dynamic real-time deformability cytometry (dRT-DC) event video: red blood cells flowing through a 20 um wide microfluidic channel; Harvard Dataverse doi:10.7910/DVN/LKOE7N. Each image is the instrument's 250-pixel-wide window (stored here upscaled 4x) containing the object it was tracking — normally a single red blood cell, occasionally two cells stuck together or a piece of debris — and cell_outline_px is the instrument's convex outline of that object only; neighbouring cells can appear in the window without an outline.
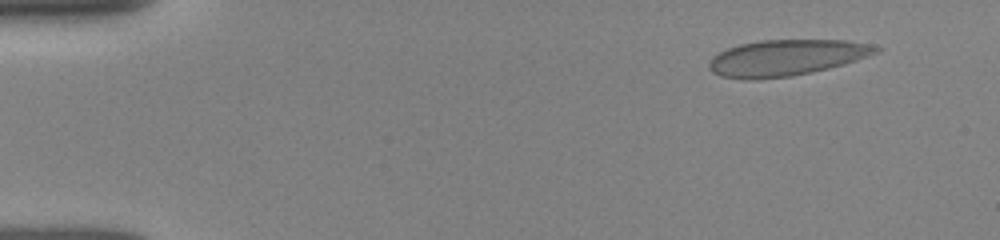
{"species": "human", "species_latin": "Homo sapiens", "temperature_condition": "room temperature", "stored_images_in_passage": 51, "camera_frame_rate_fps": 3000, "um_per_image_px": 0.085, "donor": {"sex": "female"}, "frame": {"image": 1, "passage_image": 5, "time_ms": 1.333, "image_size_px": [1000, 240], "cell_outline_px": [[884, 48], [876, 52], [856, 60], [844, 64], [828, 68], [788, 76], [720, 76], [712, 72], [708, 68], [708, 64], [720, 52], [728, 48], [740, 44], [760, 40], [844, 40]], "centroid_in_image_um": [66.87, 4.86], "position_along_channel_um": 18.1, "area_um2": 33.47}}
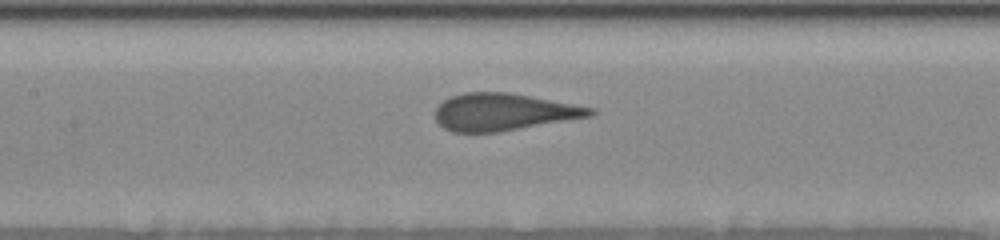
{"frame": {"image": 2, "passage_image": 24, "time_ms": 7.667, "image_size_px": [1000, 240], "cell_outline_px": [[596, 112], [592, 116], [500, 132], [452, 132], [444, 128], [436, 120], [436, 108], [444, 100], [452, 96], [464, 92], [508, 92], [596, 108]], "centroid_in_image_um": [42.82, 9.52], "position_along_channel_um": 164.6, "area_um2": 33.52}}
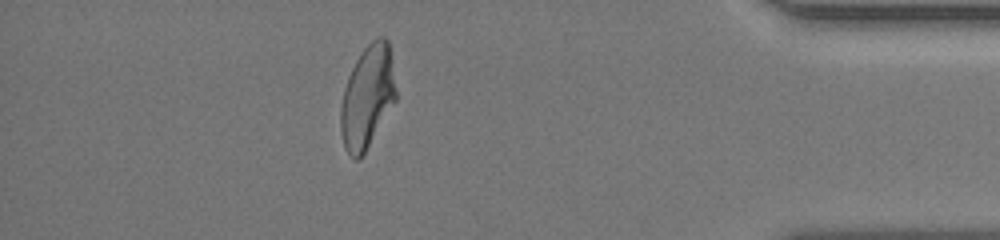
{"frame": {"image": 3, "passage_image": 45, "time_ms": 14.667, "image_size_px": [1000, 240], "cell_outline_px": [[396, 100], [364, 152], [356, 160], [344, 148], [340, 132], [340, 108], [344, 88], [348, 76], [360, 52], [376, 36], [384, 36], [388, 40], [396, 92]], "centroid_in_image_um": [31.2, 8.2], "position_along_channel_um": 404.0, "area_um2": 32.71}, "authors_computed_cell_mechanics": {"area_um2": 34.3332, "velocity_mm_per_s": 3.9538, "shape_relaxation_time_tau1_ms": 5.9109, "shape_relaxation_time_tau2_ms": null, "deformation_change_tau1": 0.1894, "deformation_change_tau2": null}}